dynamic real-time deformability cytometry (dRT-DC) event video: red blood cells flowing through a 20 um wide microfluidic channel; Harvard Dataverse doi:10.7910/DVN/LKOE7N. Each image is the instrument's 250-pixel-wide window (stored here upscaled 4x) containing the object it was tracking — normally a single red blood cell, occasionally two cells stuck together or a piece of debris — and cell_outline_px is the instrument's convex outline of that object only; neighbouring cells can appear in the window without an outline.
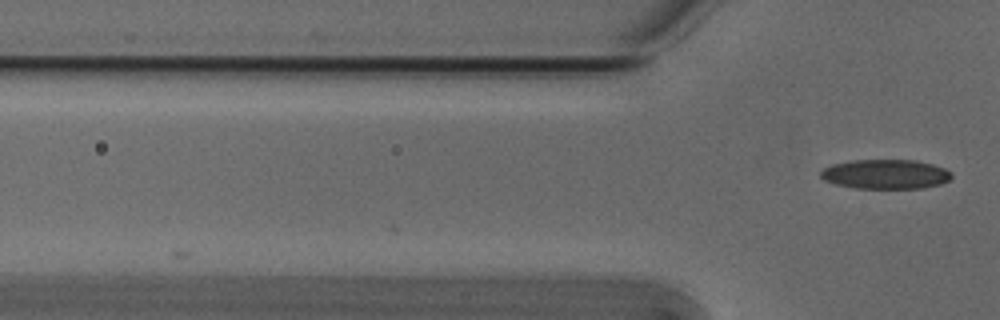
{"species": "Egyptian fruit bat (a non-hibernating species)", "species_latin": "Rousettus aegyptiacus", "temperature_condition": "cold", "stored_images_in_passage": 2, "camera_frame_rate_fps": 3000, "um_per_image_px": 0.085, "animal": {"sex": "male"}, "frame": {"image": 1, "passage_image": 2, "time_ms": 0.333, "image_size_px": [1000, 320], "cell_outline_px": [[952, 176], [948, 180], [940, 184], [920, 188], [856, 188], [836, 184], [824, 180], [820, 176], [820, 172], [824, 168], [832, 164], [852, 160], [916, 160], [932, 164], [944, 168], [952, 172]], "centroid_in_image_um": [75.26, 14.8], "position_along_channel_um": 50.5, "area_um2": 22.43}}